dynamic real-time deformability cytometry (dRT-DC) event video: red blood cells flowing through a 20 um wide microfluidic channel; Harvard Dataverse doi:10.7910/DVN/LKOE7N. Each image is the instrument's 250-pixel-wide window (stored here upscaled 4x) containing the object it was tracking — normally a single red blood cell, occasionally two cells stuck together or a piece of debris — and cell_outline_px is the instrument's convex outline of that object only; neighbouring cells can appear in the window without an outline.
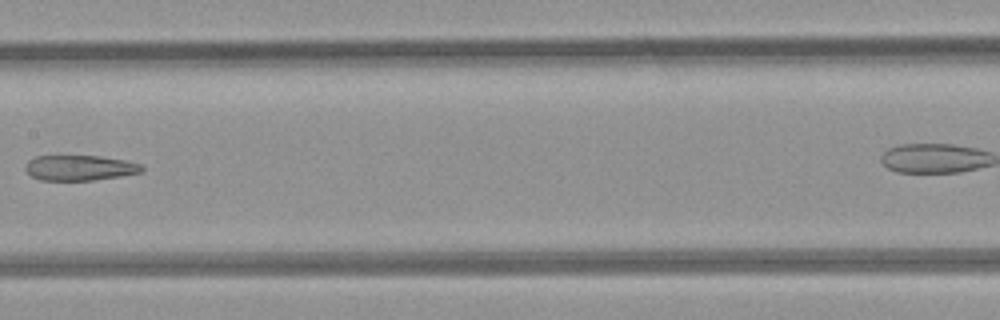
{"species": "common noctule bat (a hibernating species)", "species_latin": "Nyctalus noctula", "temperature_condition": "room temperature", "stored_images_in_passage": 8, "segment_of_instrument_passage": [1, 2], "camera_frame_rate_fps": 3000, "um_per_image_px": 0.085, "animal": {"sex": "female", "body_mass_g": 21.9}, "frame": {"image": 1, "passage_image": 7, "time_ms": 7.667, "image_size_px": [1000, 320], "cell_outline_px": [[144, 172], [120, 176], [92, 180], [40, 180], [32, 176], [24, 168], [24, 164], [28, 160], [36, 156], [100, 156], [124, 160], [140, 164], [144, 168]], "centroid_in_image_um": [6.76, 14.26], "position_along_channel_um": 200.6, "area_um2": 17.17}}